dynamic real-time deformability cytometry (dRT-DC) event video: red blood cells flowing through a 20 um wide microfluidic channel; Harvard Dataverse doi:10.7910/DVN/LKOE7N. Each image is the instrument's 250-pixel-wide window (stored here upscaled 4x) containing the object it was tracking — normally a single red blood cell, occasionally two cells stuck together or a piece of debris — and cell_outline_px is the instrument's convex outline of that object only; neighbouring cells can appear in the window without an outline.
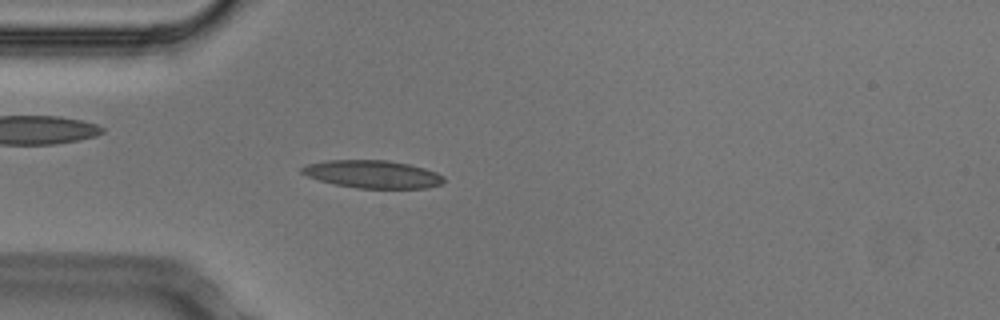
{"species": "Egyptian fruit bat (a non-hibernating species)", "species_latin": "Rousettus aegyptiacus", "temperature_condition": "cold", "stored_images_in_passage": 52, "camera_frame_rate_fps": 3000, "um_per_image_px": 0.085, "animal": {"sex": "male"}, "frame": {"image": 1, "passage_image": 14, "time_ms": 4.333, "image_size_px": [1000, 320], "cell_outline_px": [[444, 180], [440, 184], [428, 188], [356, 188], [336, 184], [320, 180], [308, 176], [300, 172], [300, 168], [308, 164], [328, 160], [388, 160], [408, 164], [424, 168], [436, 172], [444, 176]], "centroid_in_image_um": [31.68, 14.8], "position_along_channel_um": 53.3, "area_um2": 22.83}}
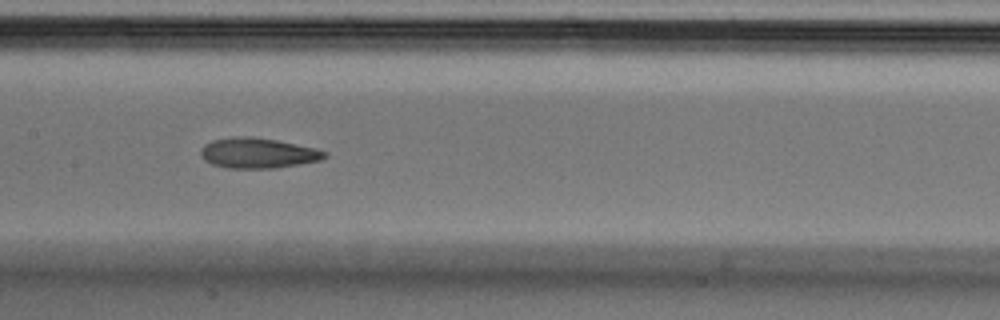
{"frame": {"image": 2, "passage_image": 25, "time_ms": 8.0, "image_size_px": [1000, 320], "cell_outline_px": [[328, 156], [320, 160], [300, 164], [276, 168], [228, 168], [212, 164], [204, 160], [200, 156], [200, 152], [204, 144], [212, 140], [232, 136], [252, 136], [276, 140], [316, 148], [328, 152]], "centroid_in_image_um": [21.91, 13.0], "position_along_channel_um": 185.5, "area_um2": 22.08}}
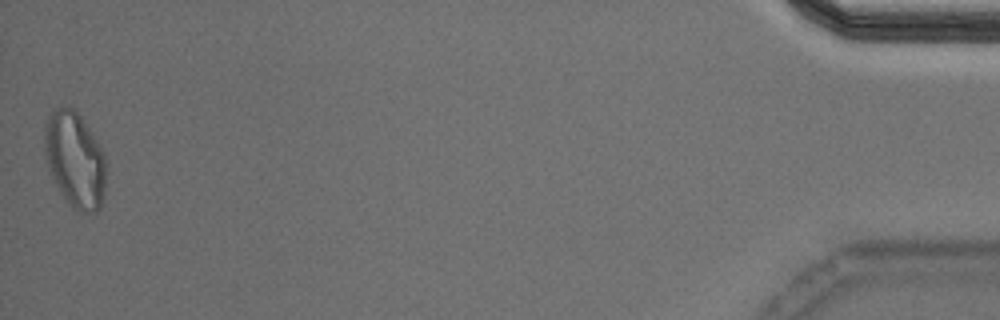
{"frame": {"image": 3, "passage_image": 52, "time_ms": 17.0, "image_size_px": [1000, 320], "cell_outline_px": [[104, 192], [100, 208], [96, 212], [80, 212], [72, 208], [68, 204], [56, 184], [52, 176], [44, 152], [44, 124], [48, 116], [56, 108], [72, 108], [80, 116], [92, 132], [104, 152]], "centroid_in_image_um": [6.35, 13.58], "position_along_channel_um": 428.8, "area_um2": 33.99}, "authors_computed_cell_mechanics": {"area_um2": 22.1952, "velocity_mm_per_s": 3.756, "shape_relaxation_time_tau1_ms": 8.2884, "shape_relaxation_time_tau2_ms": 3.1926, "deformation_change_tau1": 0.1968, "deformation_change_tau2": 0.091}}